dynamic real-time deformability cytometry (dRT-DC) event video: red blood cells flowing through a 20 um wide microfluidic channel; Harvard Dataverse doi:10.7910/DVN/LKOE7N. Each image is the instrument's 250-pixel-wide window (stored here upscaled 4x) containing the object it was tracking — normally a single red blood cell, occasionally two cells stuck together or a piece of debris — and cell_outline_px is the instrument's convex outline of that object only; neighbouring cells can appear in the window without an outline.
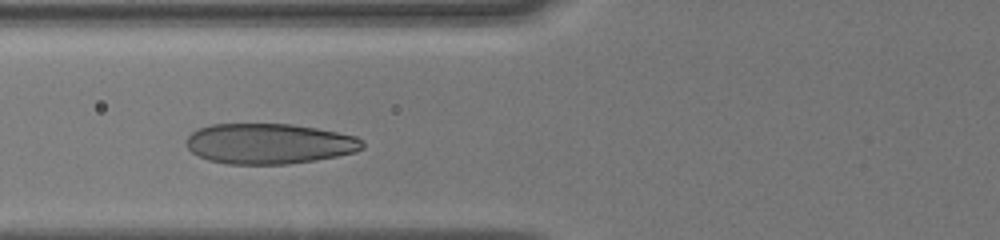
{"species": "human", "species_latin": "Homo sapiens", "temperature_condition": "cold", "stored_images_in_passage": 26, "camera_frame_rate_fps": 3000, "um_per_image_px": 0.085, "donor": {"sex": "male"}, "frame": {"image": 1, "passage_image": 7, "time_ms": 2.667, "image_size_px": [1000, 240], "cell_outline_px": [[364, 148], [356, 152], [316, 160], [288, 164], [228, 164], [208, 160], [192, 152], [188, 148], [188, 136], [196, 128], [212, 124], [292, 124], [316, 128], [356, 136], [364, 140]], "centroid_in_image_um": [22.9, 12.21], "position_along_channel_um": 102.9, "area_um2": 41.56}}
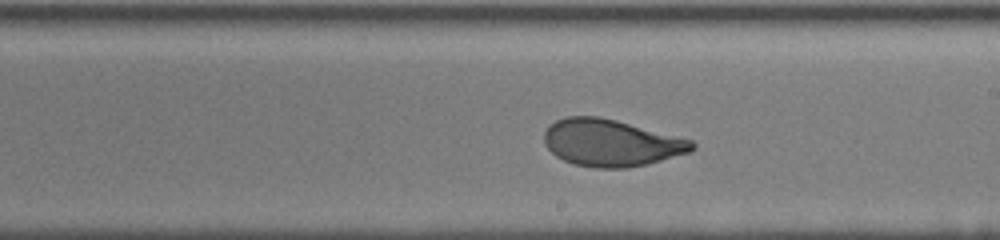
{"frame": {"image": 2, "passage_image": 15, "time_ms": 6.0, "image_size_px": [1000, 240], "cell_outline_px": [[696, 148], [688, 152], [648, 164], [628, 168], [596, 168], [572, 164], [556, 156], [544, 144], [544, 132], [548, 124], [556, 120], [568, 116], [596, 116], [616, 120], [692, 140], [696, 144]], "centroid_in_image_um": [51.91, 12.14], "position_along_channel_um": 237.1, "area_um2": 40.46}}
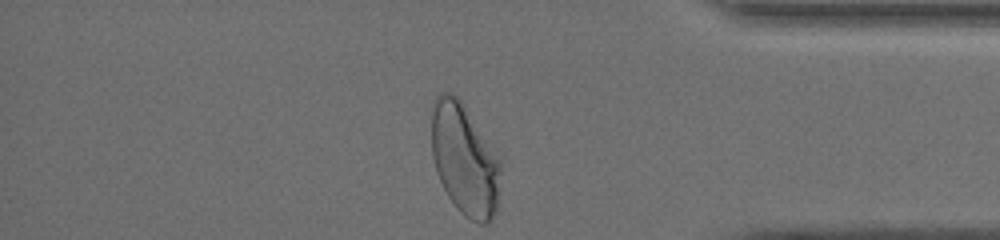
{"frame": {"image": 3, "passage_image": 26, "time_ms": 10.333, "image_size_px": [1000, 240], "cell_outline_px": [[500, 168], [496, 212], [492, 220], [484, 224], [480, 224], [464, 216], [456, 208], [448, 196], [436, 172], [432, 156], [432, 104], [436, 96], [440, 92], [452, 92], [464, 104], [500, 160]], "centroid_in_image_um": [39.46, 13.56], "position_along_channel_um": 395.7, "area_um2": 44.68}, "authors_computed_cell_mechanics": {"area_um2": 40.6623, "velocity_mm_per_s": 4.0272, "shape_relaxation_time_tau1_ms": 4.3522, "shape_relaxation_time_tau2_ms": null, "deformation_change_tau1": 0.1754, "deformation_change_tau2": null}}